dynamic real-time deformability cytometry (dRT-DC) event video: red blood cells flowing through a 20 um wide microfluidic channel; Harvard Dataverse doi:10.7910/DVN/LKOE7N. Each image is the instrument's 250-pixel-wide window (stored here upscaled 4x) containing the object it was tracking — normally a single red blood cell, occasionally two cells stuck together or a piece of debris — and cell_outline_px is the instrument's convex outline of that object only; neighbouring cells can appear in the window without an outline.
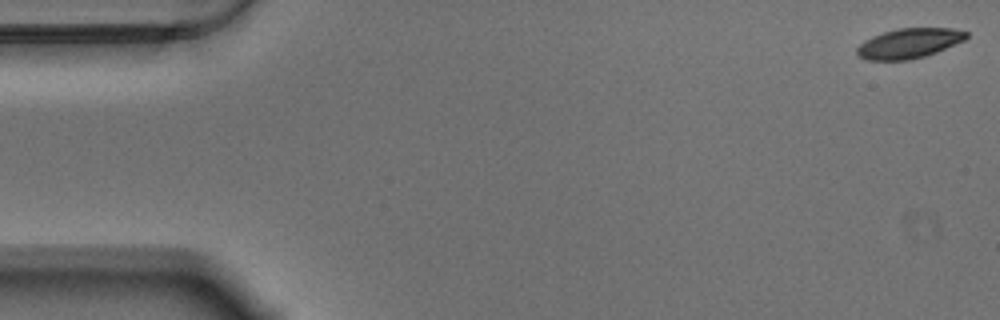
{"species": "Egyptian fruit bat (a non-hibernating species)", "species_latin": "Rousettus aegyptiacus", "temperature_condition": "warm", "stored_images_in_passage": 57, "camera_frame_rate_fps": 3000, "um_per_image_px": 0.085, "animal": {"sex": "male"}, "frame": {"image": 1, "passage_image": 1, "time_ms": 0.0, "image_size_px": [1000, 320], "cell_outline_px": [[968, 36], [964, 40], [936, 52], [924, 56], [908, 60], [864, 60], [856, 56], [856, 48], [864, 40], [872, 36], [896, 28], [952, 28], [968, 32]], "centroid_in_image_um": [77.22, 3.68], "position_along_channel_um": 7.8, "area_um2": 19.13}}
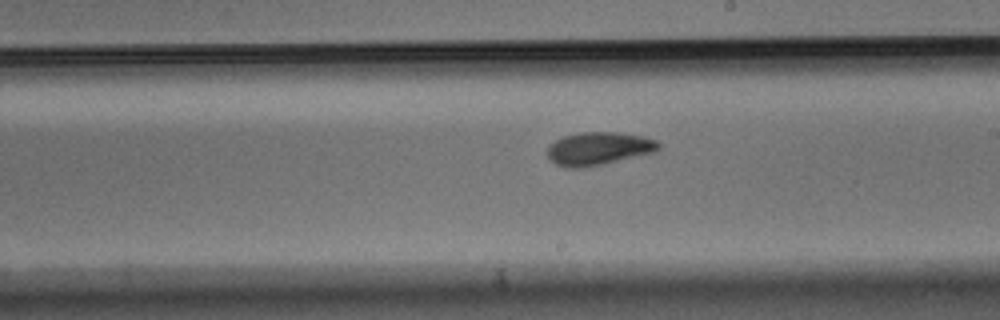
{"frame": {"image": 2, "passage_image": 32, "time_ms": 10.333, "image_size_px": [1000, 320], "cell_outline_px": [[660, 148], [656, 152], [604, 164], [584, 168], [564, 168], [556, 164], [548, 156], [548, 148], [556, 140], [564, 136], [580, 132], [620, 132], [644, 136], [656, 140], [660, 144]], "centroid_in_image_um": [50.93, 12.63], "position_along_channel_um": 238.1, "area_um2": 21.56}}
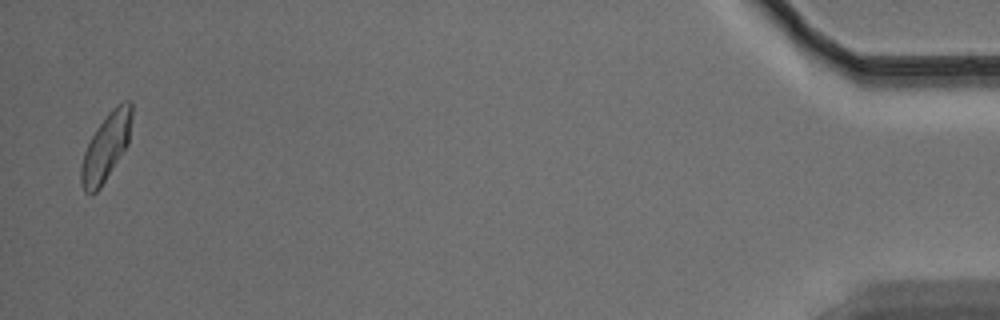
{"frame": {"image": 3, "passage_image": 56, "time_ms": 18.333, "image_size_px": [1000, 320], "cell_outline_px": [[132, 116], [128, 144], [100, 188], [96, 192], [84, 192], [80, 184], [80, 168], [84, 152], [96, 128], [108, 112], [116, 104], [124, 100], [132, 100]], "centroid_in_image_um": [9.01, 12.46], "position_along_channel_um": 426.2, "area_um2": 19.83}, "authors_computed_cell_mechanics": {"area_um2": 20.3456, "velocity_mm_per_s": 3.5052, "shape_relaxation_time_tau1_ms": 4.3046, "shape_relaxation_time_tau2_ms": 4.156, "deformation_change_tau1": 0.1363, "deformation_change_tau2": 0.0931}}